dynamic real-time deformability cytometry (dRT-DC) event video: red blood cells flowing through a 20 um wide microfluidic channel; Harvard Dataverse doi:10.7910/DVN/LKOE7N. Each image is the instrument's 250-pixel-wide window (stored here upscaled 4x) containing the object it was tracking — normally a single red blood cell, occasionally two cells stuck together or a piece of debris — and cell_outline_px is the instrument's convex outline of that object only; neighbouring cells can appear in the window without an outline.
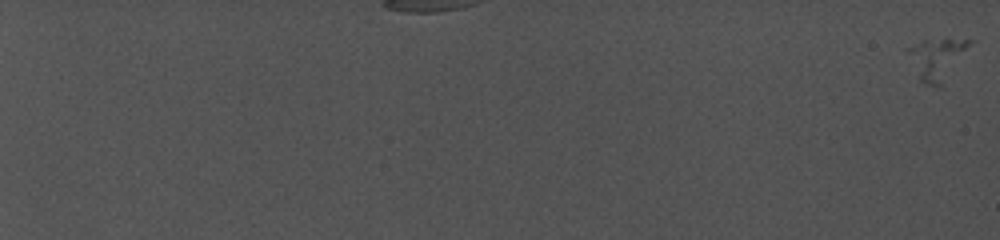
{"species": "common noctule bat (a hibernating species)", "species_latin": "Nyctalus noctula", "temperature_condition": "cold", "stored_images_in_passage": 30, "camera_frame_rate_fps": 5000, "um_per_image_px": 0.085, "animal": {"sex": "female", "body_mass_g": 19.0, "forearm_length_mm": 56.7}, "frame": {"image": 1, "passage_image": 1, "time_ms": 0.0, "image_size_px": [1000, 240], "cell_outline_px": [[976, 40], [940, 88], [928, 84], [920, 80], [904, 48], [924, 40]], "centroid_in_image_um": [79.65, 5.0], "position_along_channel_um": 5.3, "area_um2": 14.85}}
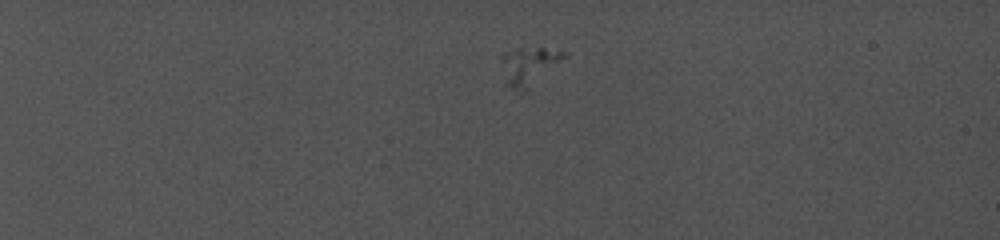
{"frame": {"image": 2, "passage_image": 18, "time_ms": 6.6, "image_size_px": [1000, 240], "cell_outline_px": [[568, 52], [564, 56], [524, 88], [516, 88], [508, 84], [500, 56], [504, 52], [516, 48], [544, 48]], "centroid_in_image_um": [44.88, 5.47], "position_along_channel_um": 40.1, "area_um2": 12.2}}